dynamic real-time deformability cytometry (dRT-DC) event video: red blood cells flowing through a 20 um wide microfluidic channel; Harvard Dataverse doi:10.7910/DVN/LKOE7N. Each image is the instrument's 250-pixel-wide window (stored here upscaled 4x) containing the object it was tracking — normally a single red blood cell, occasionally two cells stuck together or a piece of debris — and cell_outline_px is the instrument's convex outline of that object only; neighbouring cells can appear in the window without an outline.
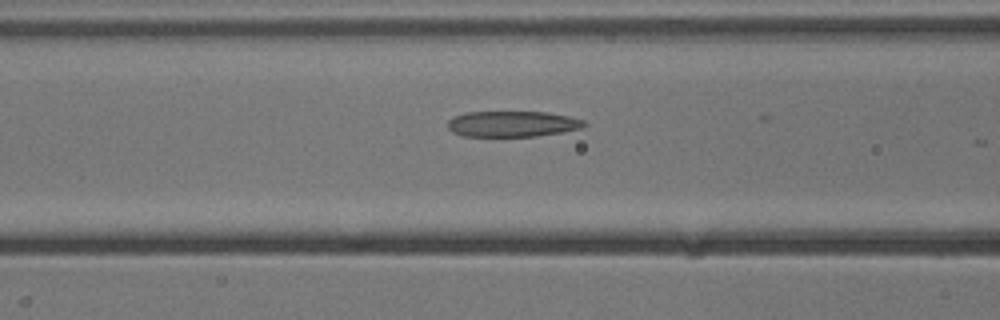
{"species": "common noctule bat (a hibernating species)", "species_latin": "Nyctalus noctula", "temperature_condition": "cold", "stored_images_in_passage": 22, "camera_frame_rate_fps": 3000, "um_per_image_px": 0.085, "animal": {"sex": "male", "body_mass_g": 13.3}, "frame": {"image": 1, "passage_image": 21, "time_ms": 6.667, "image_size_px": [1000, 320], "cell_outline_px": [[588, 124], [584, 128], [536, 136], [464, 136], [452, 132], [448, 128], [448, 120], [464, 112], [544, 112], [568, 116], [584, 120]], "centroid_in_image_um": [43.57, 10.53], "position_along_channel_um": 123.0, "area_um2": 20.46}}